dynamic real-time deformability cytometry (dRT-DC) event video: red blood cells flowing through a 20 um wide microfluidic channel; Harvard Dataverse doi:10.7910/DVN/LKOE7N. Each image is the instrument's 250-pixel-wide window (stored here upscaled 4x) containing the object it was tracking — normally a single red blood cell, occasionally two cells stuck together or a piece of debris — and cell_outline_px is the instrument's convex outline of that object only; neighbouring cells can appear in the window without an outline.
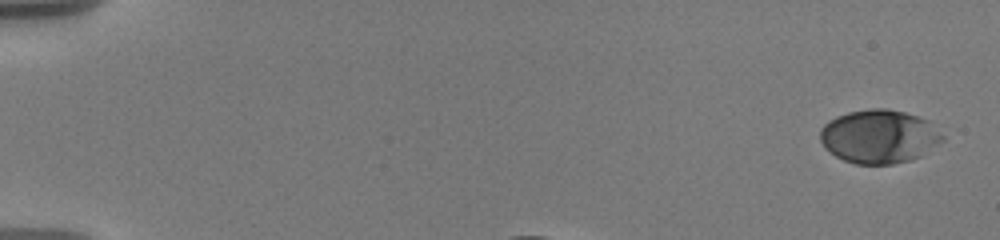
{"species": "human", "species_latin": "Homo sapiens", "temperature_condition": "warm", "stored_images_in_passage": 19, "camera_frame_rate_fps": 3000, "um_per_image_px": 0.085, "donor": {"sex": "male"}, "frame": {"image": 1, "passage_image": 1, "time_ms": 0.0, "image_size_px": [1000, 240], "cell_outline_px": [[944, 140], [920, 156], [908, 160], [892, 164], [856, 164], [844, 160], [836, 156], [824, 148], [820, 140], [820, 128], [828, 120], [836, 116], [848, 112], [868, 108], [884, 108], [904, 112], [928, 120], [944, 136]], "centroid_in_image_um": [74.69, 11.59], "position_along_channel_um": 10.3, "area_um2": 38.21}}
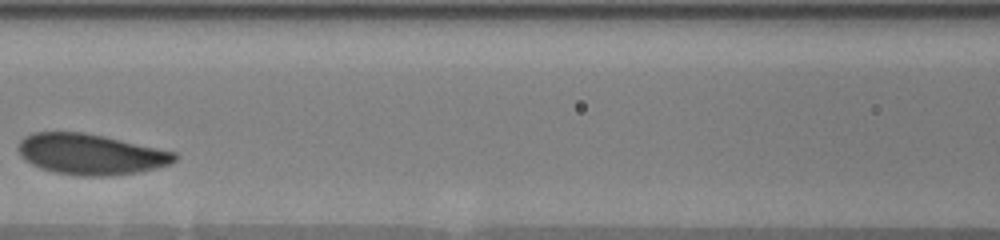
{"frame": {"image": 2, "passage_image": 9, "time_ms": 5.333, "image_size_px": [1000, 240], "cell_outline_px": [[180, 156], [172, 164], [140, 172], [112, 176], [76, 176], [52, 172], [40, 168], [32, 164], [20, 156], [16, 148], [20, 140], [24, 136], [32, 132], [84, 132], [104, 136], [176, 152]], "centroid_in_image_um": [7.7, 13.12], "position_along_channel_um": 158.9, "area_um2": 37.63}}
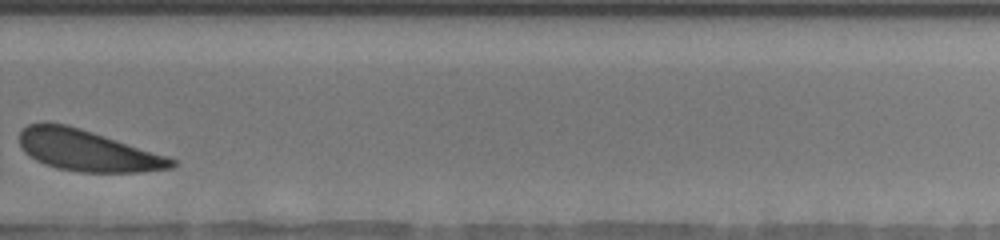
{"frame": {"image": 3, "passage_image": 16, "time_ms": 10.0, "image_size_px": [1000, 240], "cell_outline_px": [[176, 164], [172, 168], [140, 172], [80, 172], [56, 168], [44, 164], [36, 160], [24, 152], [20, 144], [20, 132], [28, 124], [44, 120], [64, 124], [80, 128], [176, 160]], "centroid_in_image_um": [7.34, 12.79], "position_along_channel_um": 322.5, "area_um2": 36.13}, "authors_computed_cell_mechanics": {"area_um2": 37.4544, "velocity_mm_per_s": 3.5059, "shape_relaxation_time_tau1_ms": 1.1786, "shape_relaxation_time_tau2_ms": null, "deformation_change_tau1": 0.0546, "deformation_change_tau2": null}}